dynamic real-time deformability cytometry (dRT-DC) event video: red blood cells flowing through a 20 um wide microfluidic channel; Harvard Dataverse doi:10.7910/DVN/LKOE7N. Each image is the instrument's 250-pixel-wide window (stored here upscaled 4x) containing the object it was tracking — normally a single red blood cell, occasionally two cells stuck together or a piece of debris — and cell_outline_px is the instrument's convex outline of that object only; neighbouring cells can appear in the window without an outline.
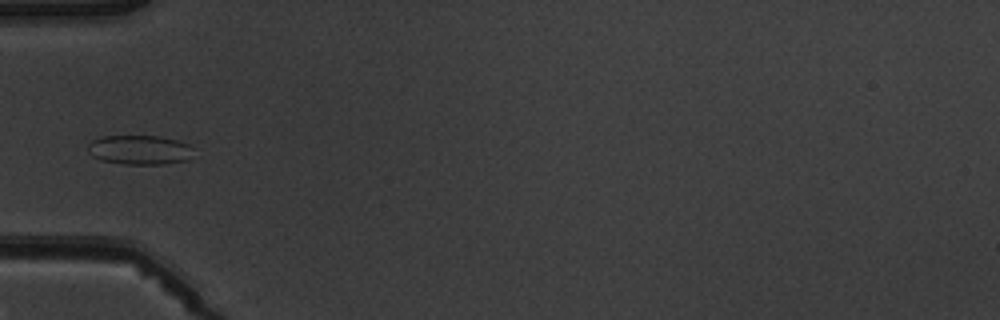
{"species": "common noctule bat (a hibernating species)", "species_latin": "Nyctalus noctula", "temperature_condition": "warm", "stored_images_in_passage": 6, "camera_frame_rate_fps": 3000, "um_per_image_px": 0.085, "animal": {"sex": "male", "body_mass_g": 19.5, "forearm_length_mm": 54.6}, "frame": {"image": 1, "passage_image": 5, "time_ms": 5.0, "image_size_px": [1000, 320], "cell_outline_px": [[192, 148], [188, 160], [164, 164], [120, 164], [100, 160], [92, 156], [88, 152], [88, 144], [92, 140], [104, 136], [156, 136], [176, 140], [188, 144]], "centroid_in_image_um": [11.82, 12.75], "position_along_channel_um": 73.2, "area_um2": 18.03}}
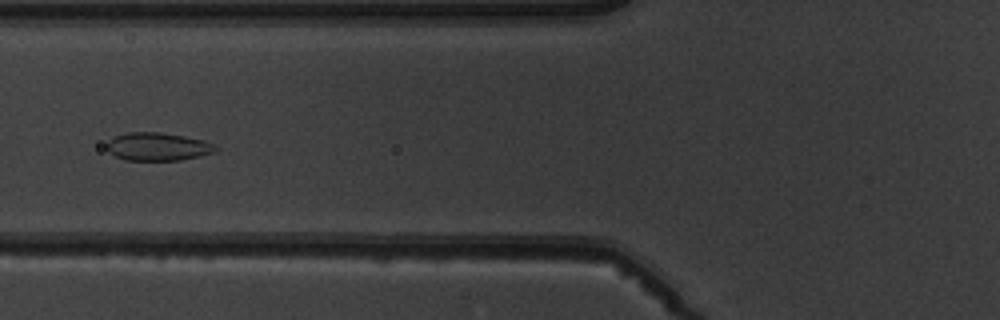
{"frame": {"image": 2, "passage_image": 6, "time_ms": 6.0, "image_size_px": [1000, 320], "cell_outline_px": [[216, 152], [200, 156], [180, 160], [124, 160], [108, 152], [108, 140], [116, 136], [128, 132], [160, 132], [184, 136], [204, 140], [212, 144], [216, 148]], "centroid_in_image_um": [13.41, 12.46], "position_along_channel_um": 112.4, "area_um2": 17.69}}